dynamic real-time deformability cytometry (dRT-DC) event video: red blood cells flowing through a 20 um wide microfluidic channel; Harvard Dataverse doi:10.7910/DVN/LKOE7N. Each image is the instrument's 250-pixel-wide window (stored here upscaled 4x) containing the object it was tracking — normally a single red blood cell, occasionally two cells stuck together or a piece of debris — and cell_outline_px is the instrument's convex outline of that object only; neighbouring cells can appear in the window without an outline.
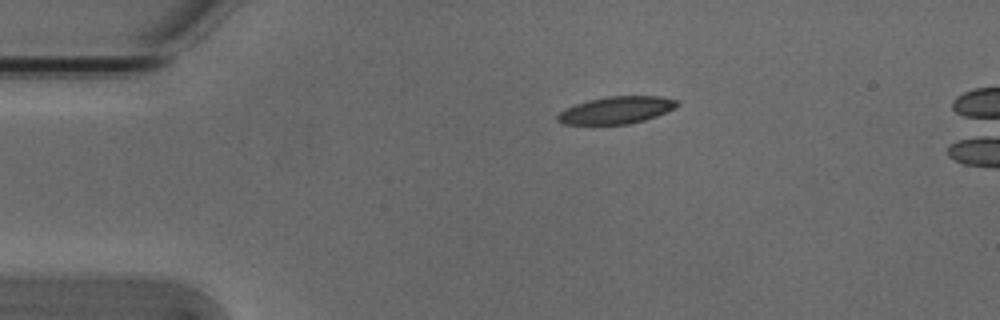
{"species": "Egyptian fruit bat (a non-hibernating species)", "species_latin": "Rousettus aegyptiacus", "temperature_condition": "cold", "stored_images_in_passage": 44, "camera_frame_rate_fps": 3000, "um_per_image_px": 0.085, "animal": {"sex": "male"}, "frame": {"image": 1, "passage_image": 1, "time_ms": 0.0, "image_size_px": [1000, 320], "cell_outline_px": [[680, 104], [656, 116], [644, 120], [628, 124], [564, 124], [556, 120], [556, 116], [564, 108], [588, 100], [608, 96], [660, 96], [680, 100]], "centroid_in_image_um": [52.37, 9.35], "position_along_channel_um": 32.6, "area_um2": 18.9}}
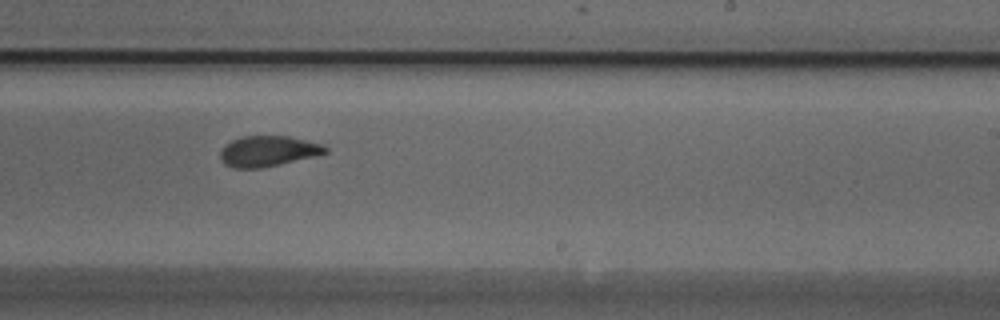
{"frame": {"image": 2, "passage_image": 23, "time_ms": 7.333, "image_size_px": [1000, 320], "cell_outline_px": [[328, 152], [280, 164], [260, 168], [232, 168], [224, 164], [220, 160], [220, 152], [232, 140], [244, 136], [288, 136], [324, 144], [328, 148]], "centroid_in_image_um": [22.78, 12.85], "position_along_channel_um": 266.2, "area_um2": 18.55}}
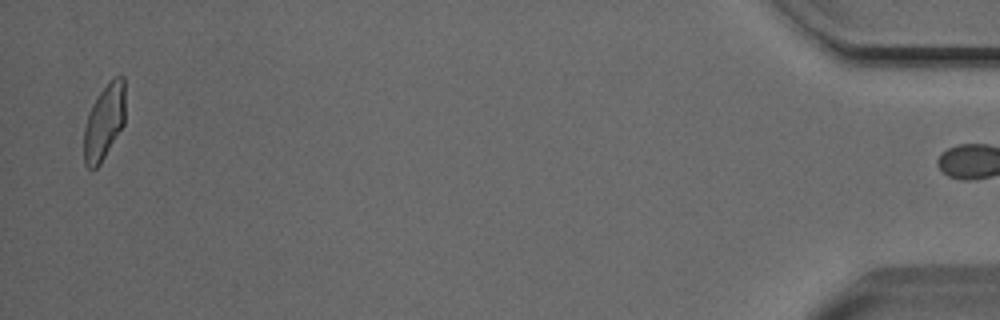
{"frame": {"image": 3, "passage_image": 43, "time_ms": 14.0, "image_size_px": [1000, 320], "cell_outline_px": [[124, 124], [100, 164], [96, 168], [88, 168], [84, 164], [84, 128], [88, 116], [100, 92], [112, 76], [124, 76]], "centroid_in_image_um": [8.86, 10.37], "position_along_channel_um": 426.3, "area_um2": 17.86}}